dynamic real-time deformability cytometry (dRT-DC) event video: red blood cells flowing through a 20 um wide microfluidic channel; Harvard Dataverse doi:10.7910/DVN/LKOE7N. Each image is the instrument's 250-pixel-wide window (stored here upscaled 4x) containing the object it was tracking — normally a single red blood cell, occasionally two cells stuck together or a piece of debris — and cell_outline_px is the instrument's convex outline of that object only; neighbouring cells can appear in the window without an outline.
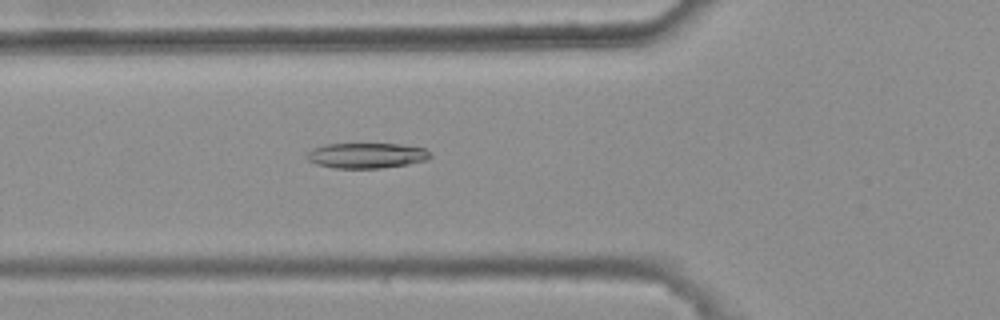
{"species": "common noctule bat (a hibernating species)", "species_latin": "Nyctalus noctula", "temperature_condition": "warm", "stored_images_in_passage": 2, "camera_frame_rate_fps": 3000, "um_per_image_px": 0.085, "animal": {"sex": "female", "body_mass_g": 25.1}, "frame": {"image": 1, "passage_image": 2, "time_ms": 0.333, "image_size_px": [1000, 320], "cell_outline_px": [[432, 156], [428, 160], [408, 164], [380, 168], [336, 168], [316, 164], [308, 160], [304, 156], [312, 148], [324, 144], [400, 144], [424, 148]], "centroid_in_image_um": [31.13, 13.22], "position_along_channel_um": 94.7, "area_um2": 18.26}}